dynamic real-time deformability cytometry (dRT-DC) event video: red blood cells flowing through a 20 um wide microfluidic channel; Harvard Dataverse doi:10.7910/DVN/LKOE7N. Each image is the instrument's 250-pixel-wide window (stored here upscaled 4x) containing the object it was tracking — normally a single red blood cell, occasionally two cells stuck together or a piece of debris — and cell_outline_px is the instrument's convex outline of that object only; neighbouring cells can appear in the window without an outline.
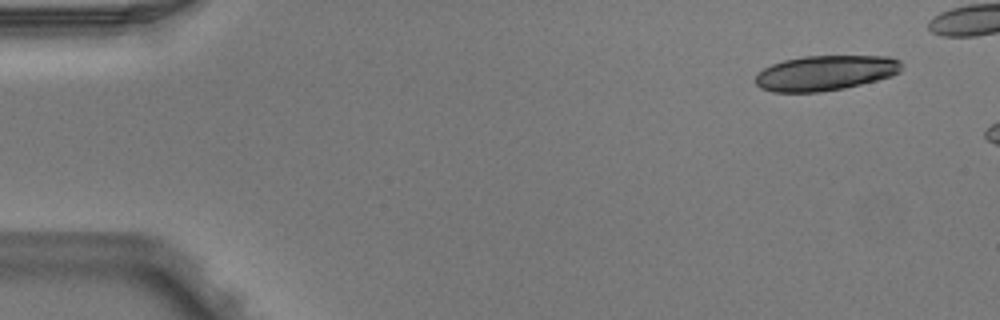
{"species": "Egyptian fruit bat (a non-hibernating species)", "species_latin": "Rousettus aegyptiacus", "temperature_condition": "warm", "stored_images_in_passage": 3, "camera_frame_rate_fps": 3000, "um_per_image_px": 0.085, "animal": {"sex": "male"}, "frame": {"image": 1, "passage_image": 1, "time_ms": 0.0, "image_size_px": [1000, 320], "cell_outline_px": [[904, 68], [900, 72], [892, 76], [844, 88], [820, 92], [772, 92], [760, 88], [756, 84], [756, 72], [772, 64], [784, 60], [804, 56], [888, 56], [900, 60], [904, 64]], "centroid_in_image_um": [70.17, 6.2], "position_along_channel_um": 14.8, "area_um2": 30.11}}